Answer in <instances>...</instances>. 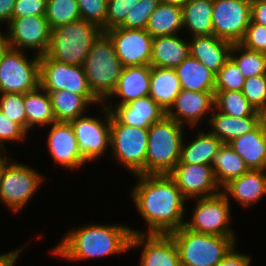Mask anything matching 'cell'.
<instances>
[{"label": "cell", "instance_id": "cell-34", "mask_svg": "<svg viewBox=\"0 0 266 266\" xmlns=\"http://www.w3.org/2000/svg\"><path fill=\"white\" fill-rule=\"evenodd\" d=\"M49 95L56 121L69 122L84 116L85 109L90 105L82 95L67 90L50 92Z\"/></svg>", "mask_w": 266, "mask_h": 266}, {"label": "cell", "instance_id": "cell-10", "mask_svg": "<svg viewBox=\"0 0 266 266\" xmlns=\"http://www.w3.org/2000/svg\"><path fill=\"white\" fill-rule=\"evenodd\" d=\"M211 197L197 198L190 221L184 226L194 232L216 235L236 236L230 229V200L221 192Z\"/></svg>", "mask_w": 266, "mask_h": 266}, {"label": "cell", "instance_id": "cell-17", "mask_svg": "<svg viewBox=\"0 0 266 266\" xmlns=\"http://www.w3.org/2000/svg\"><path fill=\"white\" fill-rule=\"evenodd\" d=\"M169 175L187 200L194 197H211L220 193L214 170L209 165L177 164Z\"/></svg>", "mask_w": 266, "mask_h": 266}, {"label": "cell", "instance_id": "cell-14", "mask_svg": "<svg viewBox=\"0 0 266 266\" xmlns=\"http://www.w3.org/2000/svg\"><path fill=\"white\" fill-rule=\"evenodd\" d=\"M8 46L12 49H35L44 56L50 43L51 27L45 16L12 17L7 24Z\"/></svg>", "mask_w": 266, "mask_h": 266}, {"label": "cell", "instance_id": "cell-29", "mask_svg": "<svg viewBox=\"0 0 266 266\" xmlns=\"http://www.w3.org/2000/svg\"><path fill=\"white\" fill-rule=\"evenodd\" d=\"M181 90L175 69L151 66L149 96L164 110L167 111L170 108Z\"/></svg>", "mask_w": 266, "mask_h": 266}, {"label": "cell", "instance_id": "cell-9", "mask_svg": "<svg viewBox=\"0 0 266 266\" xmlns=\"http://www.w3.org/2000/svg\"><path fill=\"white\" fill-rule=\"evenodd\" d=\"M40 86L48 93L67 90L82 95L90 105L103 104L91 91L82 66L58 62L47 54L40 57Z\"/></svg>", "mask_w": 266, "mask_h": 266}, {"label": "cell", "instance_id": "cell-44", "mask_svg": "<svg viewBox=\"0 0 266 266\" xmlns=\"http://www.w3.org/2000/svg\"><path fill=\"white\" fill-rule=\"evenodd\" d=\"M239 44L252 51L266 52V26L250 22Z\"/></svg>", "mask_w": 266, "mask_h": 266}, {"label": "cell", "instance_id": "cell-18", "mask_svg": "<svg viewBox=\"0 0 266 266\" xmlns=\"http://www.w3.org/2000/svg\"><path fill=\"white\" fill-rule=\"evenodd\" d=\"M103 103L111 115L121 124L138 128H149L153 123L159 122L166 116L164 110L149 95L140 97L126 104Z\"/></svg>", "mask_w": 266, "mask_h": 266}, {"label": "cell", "instance_id": "cell-41", "mask_svg": "<svg viewBox=\"0 0 266 266\" xmlns=\"http://www.w3.org/2000/svg\"><path fill=\"white\" fill-rule=\"evenodd\" d=\"M242 94L258 112L266 110V74L245 79Z\"/></svg>", "mask_w": 266, "mask_h": 266}, {"label": "cell", "instance_id": "cell-51", "mask_svg": "<svg viewBox=\"0 0 266 266\" xmlns=\"http://www.w3.org/2000/svg\"><path fill=\"white\" fill-rule=\"evenodd\" d=\"M1 152H2V150H0V154H1L0 155V182L2 180V176H3V172H4L5 168L11 162V159H7L8 156L6 155L7 154L6 150L4 151L3 155Z\"/></svg>", "mask_w": 266, "mask_h": 266}, {"label": "cell", "instance_id": "cell-53", "mask_svg": "<svg viewBox=\"0 0 266 266\" xmlns=\"http://www.w3.org/2000/svg\"><path fill=\"white\" fill-rule=\"evenodd\" d=\"M188 0H161L162 3L182 7Z\"/></svg>", "mask_w": 266, "mask_h": 266}, {"label": "cell", "instance_id": "cell-50", "mask_svg": "<svg viewBox=\"0 0 266 266\" xmlns=\"http://www.w3.org/2000/svg\"><path fill=\"white\" fill-rule=\"evenodd\" d=\"M23 248H25V246L17 249L16 251L13 250L0 255V266H14L16 264V260H18L20 251H22Z\"/></svg>", "mask_w": 266, "mask_h": 266}, {"label": "cell", "instance_id": "cell-26", "mask_svg": "<svg viewBox=\"0 0 266 266\" xmlns=\"http://www.w3.org/2000/svg\"><path fill=\"white\" fill-rule=\"evenodd\" d=\"M208 122L212 127L210 132L224 144H228L235 138L253 130L261 122V117H233L220 112L215 107L211 116H209Z\"/></svg>", "mask_w": 266, "mask_h": 266}, {"label": "cell", "instance_id": "cell-20", "mask_svg": "<svg viewBox=\"0 0 266 266\" xmlns=\"http://www.w3.org/2000/svg\"><path fill=\"white\" fill-rule=\"evenodd\" d=\"M48 150L53 160L63 167L81 168L86 162L78 154V143L70 122L56 121L50 124Z\"/></svg>", "mask_w": 266, "mask_h": 266}, {"label": "cell", "instance_id": "cell-12", "mask_svg": "<svg viewBox=\"0 0 266 266\" xmlns=\"http://www.w3.org/2000/svg\"><path fill=\"white\" fill-rule=\"evenodd\" d=\"M102 106L105 113L102 121L86 115L69 121L77 139L78 154L85 162L100 158L110 146L111 113Z\"/></svg>", "mask_w": 266, "mask_h": 266}, {"label": "cell", "instance_id": "cell-47", "mask_svg": "<svg viewBox=\"0 0 266 266\" xmlns=\"http://www.w3.org/2000/svg\"><path fill=\"white\" fill-rule=\"evenodd\" d=\"M236 244H234L230 250L224 255L223 259L216 266H250L251 258L250 256L239 253L235 249Z\"/></svg>", "mask_w": 266, "mask_h": 266}, {"label": "cell", "instance_id": "cell-43", "mask_svg": "<svg viewBox=\"0 0 266 266\" xmlns=\"http://www.w3.org/2000/svg\"><path fill=\"white\" fill-rule=\"evenodd\" d=\"M141 0H108L106 31L119 27L125 20L130 9Z\"/></svg>", "mask_w": 266, "mask_h": 266}, {"label": "cell", "instance_id": "cell-3", "mask_svg": "<svg viewBox=\"0 0 266 266\" xmlns=\"http://www.w3.org/2000/svg\"><path fill=\"white\" fill-rule=\"evenodd\" d=\"M93 94L104 103L116 88L124 66L110 37L102 32L82 65Z\"/></svg>", "mask_w": 266, "mask_h": 266}, {"label": "cell", "instance_id": "cell-35", "mask_svg": "<svg viewBox=\"0 0 266 266\" xmlns=\"http://www.w3.org/2000/svg\"><path fill=\"white\" fill-rule=\"evenodd\" d=\"M215 107L233 117H261L242 91H215Z\"/></svg>", "mask_w": 266, "mask_h": 266}, {"label": "cell", "instance_id": "cell-2", "mask_svg": "<svg viewBox=\"0 0 266 266\" xmlns=\"http://www.w3.org/2000/svg\"><path fill=\"white\" fill-rule=\"evenodd\" d=\"M131 235V228L120 224H88L65 234L51 252L70 261L110 256L130 250Z\"/></svg>", "mask_w": 266, "mask_h": 266}, {"label": "cell", "instance_id": "cell-45", "mask_svg": "<svg viewBox=\"0 0 266 266\" xmlns=\"http://www.w3.org/2000/svg\"><path fill=\"white\" fill-rule=\"evenodd\" d=\"M27 134L18 123L10 120L9 117L0 111V150H6L3 142H22L27 137Z\"/></svg>", "mask_w": 266, "mask_h": 266}, {"label": "cell", "instance_id": "cell-16", "mask_svg": "<svg viewBox=\"0 0 266 266\" xmlns=\"http://www.w3.org/2000/svg\"><path fill=\"white\" fill-rule=\"evenodd\" d=\"M131 228V248L142 246L140 266H181L170 234H146ZM144 246V247H143Z\"/></svg>", "mask_w": 266, "mask_h": 266}, {"label": "cell", "instance_id": "cell-8", "mask_svg": "<svg viewBox=\"0 0 266 266\" xmlns=\"http://www.w3.org/2000/svg\"><path fill=\"white\" fill-rule=\"evenodd\" d=\"M21 50L8 47L0 59V93L25 94L40 86V57L28 60Z\"/></svg>", "mask_w": 266, "mask_h": 266}, {"label": "cell", "instance_id": "cell-32", "mask_svg": "<svg viewBox=\"0 0 266 266\" xmlns=\"http://www.w3.org/2000/svg\"><path fill=\"white\" fill-rule=\"evenodd\" d=\"M211 167L220 188L250 170L234 149L229 144L224 143L213 156Z\"/></svg>", "mask_w": 266, "mask_h": 266}, {"label": "cell", "instance_id": "cell-54", "mask_svg": "<svg viewBox=\"0 0 266 266\" xmlns=\"http://www.w3.org/2000/svg\"><path fill=\"white\" fill-rule=\"evenodd\" d=\"M261 122L264 126L265 132H266V110L261 112Z\"/></svg>", "mask_w": 266, "mask_h": 266}, {"label": "cell", "instance_id": "cell-40", "mask_svg": "<svg viewBox=\"0 0 266 266\" xmlns=\"http://www.w3.org/2000/svg\"><path fill=\"white\" fill-rule=\"evenodd\" d=\"M0 111L10 120L18 123L27 132V119L24 110V94L0 93Z\"/></svg>", "mask_w": 266, "mask_h": 266}, {"label": "cell", "instance_id": "cell-37", "mask_svg": "<svg viewBox=\"0 0 266 266\" xmlns=\"http://www.w3.org/2000/svg\"><path fill=\"white\" fill-rule=\"evenodd\" d=\"M45 17L51 29L81 19L77 0H47Z\"/></svg>", "mask_w": 266, "mask_h": 266}, {"label": "cell", "instance_id": "cell-39", "mask_svg": "<svg viewBox=\"0 0 266 266\" xmlns=\"http://www.w3.org/2000/svg\"><path fill=\"white\" fill-rule=\"evenodd\" d=\"M161 0H141L133 6L124 22L119 26L125 29H146L149 17Z\"/></svg>", "mask_w": 266, "mask_h": 266}, {"label": "cell", "instance_id": "cell-24", "mask_svg": "<svg viewBox=\"0 0 266 266\" xmlns=\"http://www.w3.org/2000/svg\"><path fill=\"white\" fill-rule=\"evenodd\" d=\"M189 55V42L182 35L158 36L152 40L150 66L175 69Z\"/></svg>", "mask_w": 266, "mask_h": 266}, {"label": "cell", "instance_id": "cell-25", "mask_svg": "<svg viewBox=\"0 0 266 266\" xmlns=\"http://www.w3.org/2000/svg\"><path fill=\"white\" fill-rule=\"evenodd\" d=\"M249 169L266 170V132L262 122L228 143Z\"/></svg>", "mask_w": 266, "mask_h": 266}, {"label": "cell", "instance_id": "cell-21", "mask_svg": "<svg viewBox=\"0 0 266 266\" xmlns=\"http://www.w3.org/2000/svg\"><path fill=\"white\" fill-rule=\"evenodd\" d=\"M224 190V191H223ZM221 191L241 206L257 204L266 195V170L250 169L239 178L231 180Z\"/></svg>", "mask_w": 266, "mask_h": 266}, {"label": "cell", "instance_id": "cell-28", "mask_svg": "<svg viewBox=\"0 0 266 266\" xmlns=\"http://www.w3.org/2000/svg\"><path fill=\"white\" fill-rule=\"evenodd\" d=\"M190 144L181 146L180 159L177 164H204L211 166L213 156L219 151L223 142L210 131L207 133L200 130Z\"/></svg>", "mask_w": 266, "mask_h": 266}, {"label": "cell", "instance_id": "cell-52", "mask_svg": "<svg viewBox=\"0 0 266 266\" xmlns=\"http://www.w3.org/2000/svg\"><path fill=\"white\" fill-rule=\"evenodd\" d=\"M8 47L9 46H8L6 34H2L0 32V59H1L2 54L6 51Z\"/></svg>", "mask_w": 266, "mask_h": 266}, {"label": "cell", "instance_id": "cell-46", "mask_svg": "<svg viewBox=\"0 0 266 266\" xmlns=\"http://www.w3.org/2000/svg\"><path fill=\"white\" fill-rule=\"evenodd\" d=\"M47 0H15L12 17L45 16Z\"/></svg>", "mask_w": 266, "mask_h": 266}, {"label": "cell", "instance_id": "cell-36", "mask_svg": "<svg viewBox=\"0 0 266 266\" xmlns=\"http://www.w3.org/2000/svg\"><path fill=\"white\" fill-rule=\"evenodd\" d=\"M230 58L236 63L245 79L266 74V59L262 52L252 51L239 43H233Z\"/></svg>", "mask_w": 266, "mask_h": 266}, {"label": "cell", "instance_id": "cell-5", "mask_svg": "<svg viewBox=\"0 0 266 266\" xmlns=\"http://www.w3.org/2000/svg\"><path fill=\"white\" fill-rule=\"evenodd\" d=\"M103 31L79 19L51 29L47 55L58 62L82 66L94 41Z\"/></svg>", "mask_w": 266, "mask_h": 266}, {"label": "cell", "instance_id": "cell-33", "mask_svg": "<svg viewBox=\"0 0 266 266\" xmlns=\"http://www.w3.org/2000/svg\"><path fill=\"white\" fill-rule=\"evenodd\" d=\"M182 28V7L167 5L162 2L152 12L146 26V30L153 38L175 35Z\"/></svg>", "mask_w": 266, "mask_h": 266}, {"label": "cell", "instance_id": "cell-6", "mask_svg": "<svg viewBox=\"0 0 266 266\" xmlns=\"http://www.w3.org/2000/svg\"><path fill=\"white\" fill-rule=\"evenodd\" d=\"M181 266H216L236 243V236H216L194 232L184 225L170 233Z\"/></svg>", "mask_w": 266, "mask_h": 266}, {"label": "cell", "instance_id": "cell-13", "mask_svg": "<svg viewBox=\"0 0 266 266\" xmlns=\"http://www.w3.org/2000/svg\"><path fill=\"white\" fill-rule=\"evenodd\" d=\"M251 22V1H213L212 29L218 38L239 43Z\"/></svg>", "mask_w": 266, "mask_h": 266}, {"label": "cell", "instance_id": "cell-49", "mask_svg": "<svg viewBox=\"0 0 266 266\" xmlns=\"http://www.w3.org/2000/svg\"><path fill=\"white\" fill-rule=\"evenodd\" d=\"M15 0H0V22L9 23L12 19Z\"/></svg>", "mask_w": 266, "mask_h": 266}, {"label": "cell", "instance_id": "cell-19", "mask_svg": "<svg viewBox=\"0 0 266 266\" xmlns=\"http://www.w3.org/2000/svg\"><path fill=\"white\" fill-rule=\"evenodd\" d=\"M214 108L215 92H197L182 89L176 96L174 103L166 111V116L183 126L187 123L195 128L199 124L198 122H201V119L208 112L213 111Z\"/></svg>", "mask_w": 266, "mask_h": 266}, {"label": "cell", "instance_id": "cell-31", "mask_svg": "<svg viewBox=\"0 0 266 266\" xmlns=\"http://www.w3.org/2000/svg\"><path fill=\"white\" fill-rule=\"evenodd\" d=\"M24 110L27 119V132L35 125L40 127L56 122L52 110L51 97L41 86L24 94Z\"/></svg>", "mask_w": 266, "mask_h": 266}, {"label": "cell", "instance_id": "cell-42", "mask_svg": "<svg viewBox=\"0 0 266 266\" xmlns=\"http://www.w3.org/2000/svg\"><path fill=\"white\" fill-rule=\"evenodd\" d=\"M81 19L106 31V16L108 0H77Z\"/></svg>", "mask_w": 266, "mask_h": 266}, {"label": "cell", "instance_id": "cell-48", "mask_svg": "<svg viewBox=\"0 0 266 266\" xmlns=\"http://www.w3.org/2000/svg\"><path fill=\"white\" fill-rule=\"evenodd\" d=\"M251 22L266 26V0L251 1Z\"/></svg>", "mask_w": 266, "mask_h": 266}, {"label": "cell", "instance_id": "cell-27", "mask_svg": "<svg viewBox=\"0 0 266 266\" xmlns=\"http://www.w3.org/2000/svg\"><path fill=\"white\" fill-rule=\"evenodd\" d=\"M175 71L182 89L215 92L216 74L191 55L178 65Z\"/></svg>", "mask_w": 266, "mask_h": 266}, {"label": "cell", "instance_id": "cell-22", "mask_svg": "<svg viewBox=\"0 0 266 266\" xmlns=\"http://www.w3.org/2000/svg\"><path fill=\"white\" fill-rule=\"evenodd\" d=\"M190 55L217 74L230 58L233 43L215 35L192 37L189 42Z\"/></svg>", "mask_w": 266, "mask_h": 266}, {"label": "cell", "instance_id": "cell-38", "mask_svg": "<svg viewBox=\"0 0 266 266\" xmlns=\"http://www.w3.org/2000/svg\"><path fill=\"white\" fill-rule=\"evenodd\" d=\"M245 77L229 58L215 76V91H242Z\"/></svg>", "mask_w": 266, "mask_h": 266}, {"label": "cell", "instance_id": "cell-23", "mask_svg": "<svg viewBox=\"0 0 266 266\" xmlns=\"http://www.w3.org/2000/svg\"><path fill=\"white\" fill-rule=\"evenodd\" d=\"M151 66H129L124 67L116 88L110 97H120L119 104H126L140 97L149 95L150 92Z\"/></svg>", "mask_w": 266, "mask_h": 266}, {"label": "cell", "instance_id": "cell-4", "mask_svg": "<svg viewBox=\"0 0 266 266\" xmlns=\"http://www.w3.org/2000/svg\"><path fill=\"white\" fill-rule=\"evenodd\" d=\"M183 125L165 116L148 128L146 174H170L180 159Z\"/></svg>", "mask_w": 266, "mask_h": 266}, {"label": "cell", "instance_id": "cell-15", "mask_svg": "<svg viewBox=\"0 0 266 266\" xmlns=\"http://www.w3.org/2000/svg\"><path fill=\"white\" fill-rule=\"evenodd\" d=\"M105 33L124 67L150 65L153 37L146 29L115 27Z\"/></svg>", "mask_w": 266, "mask_h": 266}, {"label": "cell", "instance_id": "cell-30", "mask_svg": "<svg viewBox=\"0 0 266 266\" xmlns=\"http://www.w3.org/2000/svg\"><path fill=\"white\" fill-rule=\"evenodd\" d=\"M213 1L188 0L182 6L184 29L190 30L191 37L213 35Z\"/></svg>", "mask_w": 266, "mask_h": 266}, {"label": "cell", "instance_id": "cell-11", "mask_svg": "<svg viewBox=\"0 0 266 266\" xmlns=\"http://www.w3.org/2000/svg\"><path fill=\"white\" fill-rule=\"evenodd\" d=\"M43 177L30 166L10 162L0 182V201L15 213L23 209L42 184Z\"/></svg>", "mask_w": 266, "mask_h": 266}, {"label": "cell", "instance_id": "cell-7", "mask_svg": "<svg viewBox=\"0 0 266 266\" xmlns=\"http://www.w3.org/2000/svg\"><path fill=\"white\" fill-rule=\"evenodd\" d=\"M148 128L119 123L111 115L110 150L118 163L133 174H146Z\"/></svg>", "mask_w": 266, "mask_h": 266}, {"label": "cell", "instance_id": "cell-1", "mask_svg": "<svg viewBox=\"0 0 266 266\" xmlns=\"http://www.w3.org/2000/svg\"><path fill=\"white\" fill-rule=\"evenodd\" d=\"M131 192L137 211L148 224L146 234H170L184 224L185 200L169 174H137Z\"/></svg>", "mask_w": 266, "mask_h": 266}]
</instances>
